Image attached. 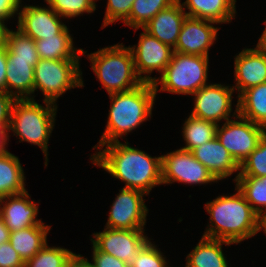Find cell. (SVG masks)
Here are the masks:
<instances>
[{
  "label": "cell",
  "instance_id": "52a82bcc",
  "mask_svg": "<svg viewBox=\"0 0 266 267\" xmlns=\"http://www.w3.org/2000/svg\"><path fill=\"white\" fill-rule=\"evenodd\" d=\"M81 59L50 60L40 59L34 67V91H40L43 101L57 104L58 99L67 91L85 87Z\"/></svg>",
  "mask_w": 266,
  "mask_h": 267
},
{
  "label": "cell",
  "instance_id": "8d00e7d4",
  "mask_svg": "<svg viewBox=\"0 0 266 267\" xmlns=\"http://www.w3.org/2000/svg\"><path fill=\"white\" fill-rule=\"evenodd\" d=\"M92 261H90L93 267H129L124 261L119 260L118 258L106 254L102 251H99L92 243Z\"/></svg>",
  "mask_w": 266,
  "mask_h": 267
},
{
  "label": "cell",
  "instance_id": "6da1fadb",
  "mask_svg": "<svg viewBox=\"0 0 266 267\" xmlns=\"http://www.w3.org/2000/svg\"><path fill=\"white\" fill-rule=\"evenodd\" d=\"M92 149L96 152L90 155V163L123 182V188L139 190L149 196L153 188L162 185L161 155L152 157L130 146L128 141L95 145Z\"/></svg>",
  "mask_w": 266,
  "mask_h": 267
},
{
  "label": "cell",
  "instance_id": "d4e9b609",
  "mask_svg": "<svg viewBox=\"0 0 266 267\" xmlns=\"http://www.w3.org/2000/svg\"><path fill=\"white\" fill-rule=\"evenodd\" d=\"M24 168L18 156L7 151L0 156V198L27 191Z\"/></svg>",
  "mask_w": 266,
  "mask_h": 267
},
{
  "label": "cell",
  "instance_id": "d590c367",
  "mask_svg": "<svg viewBox=\"0 0 266 267\" xmlns=\"http://www.w3.org/2000/svg\"><path fill=\"white\" fill-rule=\"evenodd\" d=\"M24 263L10 242L0 244V267H24Z\"/></svg>",
  "mask_w": 266,
  "mask_h": 267
},
{
  "label": "cell",
  "instance_id": "ee69618b",
  "mask_svg": "<svg viewBox=\"0 0 266 267\" xmlns=\"http://www.w3.org/2000/svg\"><path fill=\"white\" fill-rule=\"evenodd\" d=\"M263 24H265V28L261 33V36L258 37L259 40H257L256 46L266 55V20Z\"/></svg>",
  "mask_w": 266,
  "mask_h": 267
},
{
  "label": "cell",
  "instance_id": "b9f144b4",
  "mask_svg": "<svg viewBox=\"0 0 266 267\" xmlns=\"http://www.w3.org/2000/svg\"><path fill=\"white\" fill-rule=\"evenodd\" d=\"M8 127L9 124H0V156L5 154L8 151Z\"/></svg>",
  "mask_w": 266,
  "mask_h": 267
},
{
  "label": "cell",
  "instance_id": "5b68a950",
  "mask_svg": "<svg viewBox=\"0 0 266 267\" xmlns=\"http://www.w3.org/2000/svg\"><path fill=\"white\" fill-rule=\"evenodd\" d=\"M82 56L90 61L92 72L108 95L131 90L143 83L137 75L133 55L128 46L117 43Z\"/></svg>",
  "mask_w": 266,
  "mask_h": 267
},
{
  "label": "cell",
  "instance_id": "30bf717a",
  "mask_svg": "<svg viewBox=\"0 0 266 267\" xmlns=\"http://www.w3.org/2000/svg\"><path fill=\"white\" fill-rule=\"evenodd\" d=\"M266 129L237 114L217 125L216 137L240 165L257 147Z\"/></svg>",
  "mask_w": 266,
  "mask_h": 267
},
{
  "label": "cell",
  "instance_id": "3957f363",
  "mask_svg": "<svg viewBox=\"0 0 266 267\" xmlns=\"http://www.w3.org/2000/svg\"><path fill=\"white\" fill-rule=\"evenodd\" d=\"M110 107L104 132L96 145L128 140L127 135L136 131L145 121L151 120L156 92L153 83L143 82L141 85L115 94L108 95ZM119 138H121L119 140Z\"/></svg>",
  "mask_w": 266,
  "mask_h": 267
},
{
  "label": "cell",
  "instance_id": "7bdbcfd3",
  "mask_svg": "<svg viewBox=\"0 0 266 267\" xmlns=\"http://www.w3.org/2000/svg\"><path fill=\"white\" fill-rule=\"evenodd\" d=\"M11 231L5 226L4 221L0 218V244L9 242Z\"/></svg>",
  "mask_w": 266,
  "mask_h": 267
},
{
  "label": "cell",
  "instance_id": "277c9868",
  "mask_svg": "<svg viewBox=\"0 0 266 267\" xmlns=\"http://www.w3.org/2000/svg\"><path fill=\"white\" fill-rule=\"evenodd\" d=\"M57 111L58 104L49 101L39 104L36 99H16L11 111L9 139L13 133L19 143L27 142L38 146L44 155L45 168L49 162L48 145L56 125Z\"/></svg>",
  "mask_w": 266,
  "mask_h": 267
},
{
  "label": "cell",
  "instance_id": "74e56055",
  "mask_svg": "<svg viewBox=\"0 0 266 267\" xmlns=\"http://www.w3.org/2000/svg\"><path fill=\"white\" fill-rule=\"evenodd\" d=\"M21 4L22 0H0V22L7 26V22L12 18L18 19Z\"/></svg>",
  "mask_w": 266,
  "mask_h": 267
},
{
  "label": "cell",
  "instance_id": "d6986e66",
  "mask_svg": "<svg viewBox=\"0 0 266 267\" xmlns=\"http://www.w3.org/2000/svg\"><path fill=\"white\" fill-rule=\"evenodd\" d=\"M186 17L187 14L177 0L168 8L160 11L142 28L162 43L174 49Z\"/></svg>",
  "mask_w": 266,
  "mask_h": 267
},
{
  "label": "cell",
  "instance_id": "836d02e7",
  "mask_svg": "<svg viewBox=\"0 0 266 267\" xmlns=\"http://www.w3.org/2000/svg\"><path fill=\"white\" fill-rule=\"evenodd\" d=\"M158 247L154 241L150 240L141 249L135 260L129 264V267H164L169 259Z\"/></svg>",
  "mask_w": 266,
  "mask_h": 267
},
{
  "label": "cell",
  "instance_id": "4fadbf2b",
  "mask_svg": "<svg viewBox=\"0 0 266 267\" xmlns=\"http://www.w3.org/2000/svg\"><path fill=\"white\" fill-rule=\"evenodd\" d=\"M140 33L137 44L128 46L133 55L137 75L143 82L153 83L157 72L160 75L171 61L173 48L162 43L157 38L146 32Z\"/></svg>",
  "mask_w": 266,
  "mask_h": 267
},
{
  "label": "cell",
  "instance_id": "5bb4252c",
  "mask_svg": "<svg viewBox=\"0 0 266 267\" xmlns=\"http://www.w3.org/2000/svg\"><path fill=\"white\" fill-rule=\"evenodd\" d=\"M25 3L23 1L21 4L16 26L34 41L60 34L67 27L63 22L64 19L55 13L46 2L47 6L45 7Z\"/></svg>",
  "mask_w": 266,
  "mask_h": 267
},
{
  "label": "cell",
  "instance_id": "83f0119b",
  "mask_svg": "<svg viewBox=\"0 0 266 267\" xmlns=\"http://www.w3.org/2000/svg\"><path fill=\"white\" fill-rule=\"evenodd\" d=\"M177 0H134L129 17L123 22L130 29L137 30L147 24L160 11L168 8Z\"/></svg>",
  "mask_w": 266,
  "mask_h": 267
},
{
  "label": "cell",
  "instance_id": "9a60e30c",
  "mask_svg": "<svg viewBox=\"0 0 266 267\" xmlns=\"http://www.w3.org/2000/svg\"><path fill=\"white\" fill-rule=\"evenodd\" d=\"M217 25L213 21L186 17L173 51L209 57V50L217 41L221 28Z\"/></svg>",
  "mask_w": 266,
  "mask_h": 267
},
{
  "label": "cell",
  "instance_id": "603a6c76",
  "mask_svg": "<svg viewBox=\"0 0 266 267\" xmlns=\"http://www.w3.org/2000/svg\"><path fill=\"white\" fill-rule=\"evenodd\" d=\"M70 32L69 27H66L60 34L35 40L39 58L50 60L80 59L83 48L74 46L75 41Z\"/></svg>",
  "mask_w": 266,
  "mask_h": 267
},
{
  "label": "cell",
  "instance_id": "d6a6232c",
  "mask_svg": "<svg viewBox=\"0 0 266 267\" xmlns=\"http://www.w3.org/2000/svg\"><path fill=\"white\" fill-rule=\"evenodd\" d=\"M239 176H266V132L256 149L240 164Z\"/></svg>",
  "mask_w": 266,
  "mask_h": 267
},
{
  "label": "cell",
  "instance_id": "7a4b0ae2",
  "mask_svg": "<svg viewBox=\"0 0 266 267\" xmlns=\"http://www.w3.org/2000/svg\"><path fill=\"white\" fill-rule=\"evenodd\" d=\"M234 193L216 196L204 205L209 215L203 237L241 244L258 233L259 215L246 201L244 195L234 187Z\"/></svg>",
  "mask_w": 266,
  "mask_h": 267
},
{
  "label": "cell",
  "instance_id": "f35d334b",
  "mask_svg": "<svg viewBox=\"0 0 266 267\" xmlns=\"http://www.w3.org/2000/svg\"><path fill=\"white\" fill-rule=\"evenodd\" d=\"M16 99L6 91H0V124H10L11 111Z\"/></svg>",
  "mask_w": 266,
  "mask_h": 267
},
{
  "label": "cell",
  "instance_id": "2e32d148",
  "mask_svg": "<svg viewBox=\"0 0 266 267\" xmlns=\"http://www.w3.org/2000/svg\"><path fill=\"white\" fill-rule=\"evenodd\" d=\"M233 64L236 98L246 89L266 82V55L257 46L242 48Z\"/></svg>",
  "mask_w": 266,
  "mask_h": 267
},
{
  "label": "cell",
  "instance_id": "7dc6e473",
  "mask_svg": "<svg viewBox=\"0 0 266 267\" xmlns=\"http://www.w3.org/2000/svg\"><path fill=\"white\" fill-rule=\"evenodd\" d=\"M170 264H171V263H169V261H168L167 264H166L164 267H176V266H173V265L171 266ZM178 267H179V266H178ZM180 267H183V265L180 266ZM184 267H187V265L185 264Z\"/></svg>",
  "mask_w": 266,
  "mask_h": 267
},
{
  "label": "cell",
  "instance_id": "bcb514c9",
  "mask_svg": "<svg viewBox=\"0 0 266 267\" xmlns=\"http://www.w3.org/2000/svg\"><path fill=\"white\" fill-rule=\"evenodd\" d=\"M7 28L8 26L0 22V45L4 44L5 42V35Z\"/></svg>",
  "mask_w": 266,
  "mask_h": 267
},
{
  "label": "cell",
  "instance_id": "7402d4cb",
  "mask_svg": "<svg viewBox=\"0 0 266 267\" xmlns=\"http://www.w3.org/2000/svg\"><path fill=\"white\" fill-rule=\"evenodd\" d=\"M232 245L233 243L228 241L202 236L191 252L186 255L185 264L187 267H231L223 247Z\"/></svg>",
  "mask_w": 266,
  "mask_h": 267
},
{
  "label": "cell",
  "instance_id": "484cf974",
  "mask_svg": "<svg viewBox=\"0 0 266 267\" xmlns=\"http://www.w3.org/2000/svg\"><path fill=\"white\" fill-rule=\"evenodd\" d=\"M235 100L239 115L266 129V82L246 89Z\"/></svg>",
  "mask_w": 266,
  "mask_h": 267
},
{
  "label": "cell",
  "instance_id": "ab89813d",
  "mask_svg": "<svg viewBox=\"0 0 266 267\" xmlns=\"http://www.w3.org/2000/svg\"><path fill=\"white\" fill-rule=\"evenodd\" d=\"M7 49L5 44L0 45V91H6Z\"/></svg>",
  "mask_w": 266,
  "mask_h": 267
},
{
  "label": "cell",
  "instance_id": "1f68e13d",
  "mask_svg": "<svg viewBox=\"0 0 266 267\" xmlns=\"http://www.w3.org/2000/svg\"><path fill=\"white\" fill-rule=\"evenodd\" d=\"M46 3L63 19H75L97 10V5L92 0H47Z\"/></svg>",
  "mask_w": 266,
  "mask_h": 267
},
{
  "label": "cell",
  "instance_id": "8992f818",
  "mask_svg": "<svg viewBox=\"0 0 266 267\" xmlns=\"http://www.w3.org/2000/svg\"><path fill=\"white\" fill-rule=\"evenodd\" d=\"M209 57L173 52L164 72L153 82L156 95L167 92L190 96L209 84Z\"/></svg>",
  "mask_w": 266,
  "mask_h": 267
},
{
  "label": "cell",
  "instance_id": "f546056e",
  "mask_svg": "<svg viewBox=\"0 0 266 267\" xmlns=\"http://www.w3.org/2000/svg\"><path fill=\"white\" fill-rule=\"evenodd\" d=\"M7 57L23 60H40L36 51L35 41L21 30L7 28L4 42Z\"/></svg>",
  "mask_w": 266,
  "mask_h": 267
},
{
  "label": "cell",
  "instance_id": "f1b7e54d",
  "mask_svg": "<svg viewBox=\"0 0 266 267\" xmlns=\"http://www.w3.org/2000/svg\"><path fill=\"white\" fill-rule=\"evenodd\" d=\"M234 183L258 215L266 210V176H238Z\"/></svg>",
  "mask_w": 266,
  "mask_h": 267
},
{
  "label": "cell",
  "instance_id": "44dd1931",
  "mask_svg": "<svg viewBox=\"0 0 266 267\" xmlns=\"http://www.w3.org/2000/svg\"><path fill=\"white\" fill-rule=\"evenodd\" d=\"M187 17L229 24L235 19L237 0H178ZM188 10V11H187Z\"/></svg>",
  "mask_w": 266,
  "mask_h": 267
},
{
  "label": "cell",
  "instance_id": "e0dca14e",
  "mask_svg": "<svg viewBox=\"0 0 266 267\" xmlns=\"http://www.w3.org/2000/svg\"><path fill=\"white\" fill-rule=\"evenodd\" d=\"M39 204L31 200L28 190L0 198V218L11 231L25 229L37 224H45L38 218Z\"/></svg>",
  "mask_w": 266,
  "mask_h": 267
},
{
  "label": "cell",
  "instance_id": "60d3db41",
  "mask_svg": "<svg viewBox=\"0 0 266 267\" xmlns=\"http://www.w3.org/2000/svg\"><path fill=\"white\" fill-rule=\"evenodd\" d=\"M81 254L76 252L69 259L66 267H93L89 259Z\"/></svg>",
  "mask_w": 266,
  "mask_h": 267
},
{
  "label": "cell",
  "instance_id": "e575fe53",
  "mask_svg": "<svg viewBox=\"0 0 266 267\" xmlns=\"http://www.w3.org/2000/svg\"><path fill=\"white\" fill-rule=\"evenodd\" d=\"M134 0H106L105 14L101 28L120 21L124 22L130 15Z\"/></svg>",
  "mask_w": 266,
  "mask_h": 267
},
{
  "label": "cell",
  "instance_id": "ac0fdd59",
  "mask_svg": "<svg viewBox=\"0 0 266 267\" xmlns=\"http://www.w3.org/2000/svg\"><path fill=\"white\" fill-rule=\"evenodd\" d=\"M192 153L218 181L229 179L228 177L236 174L234 175V179H232L235 182L239 176L240 165L219 142L217 137L196 147Z\"/></svg>",
  "mask_w": 266,
  "mask_h": 267
},
{
  "label": "cell",
  "instance_id": "ffe728a7",
  "mask_svg": "<svg viewBox=\"0 0 266 267\" xmlns=\"http://www.w3.org/2000/svg\"><path fill=\"white\" fill-rule=\"evenodd\" d=\"M38 61L7 57L6 92L15 99H33L34 67Z\"/></svg>",
  "mask_w": 266,
  "mask_h": 267
},
{
  "label": "cell",
  "instance_id": "9c48e42d",
  "mask_svg": "<svg viewBox=\"0 0 266 267\" xmlns=\"http://www.w3.org/2000/svg\"><path fill=\"white\" fill-rule=\"evenodd\" d=\"M209 82L191 95L194 107L190 111V115L218 125L238 114V103L232 102L235 90L231 84L211 83L210 80Z\"/></svg>",
  "mask_w": 266,
  "mask_h": 267
},
{
  "label": "cell",
  "instance_id": "7c38bea8",
  "mask_svg": "<svg viewBox=\"0 0 266 267\" xmlns=\"http://www.w3.org/2000/svg\"><path fill=\"white\" fill-rule=\"evenodd\" d=\"M145 229L123 230L104 226L99 232L92 233L91 243L106 254L130 264L135 260L141 249L150 241Z\"/></svg>",
  "mask_w": 266,
  "mask_h": 267
},
{
  "label": "cell",
  "instance_id": "4316f807",
  "mask_svg": "<svg viewBox=\"0 0 266 267\" xmlns=\"http://www.w3.org/2000/svg\"><path fill=\"white\" fill-rule=\"evenodd\" d=\"M182 126L181 135L185 145L180 148L187 151L192 152L196 147L216 137V123L195 118L190 114L186 117Z\"/></svg>",
  "mask_w": 266,
  "mask_h": 267
},
{
  "label": "cell",
  "instance_id": "4dcf8cb0",
  "mask_svg": "<svg viewBox=\"0 0 266 267\" xmlns=\"http://www.w3.org/2000/svg\"><path fill=\"white\" fill-rule=\"evenodd\" d=\"M75 252L60 246L46 245L32 258L24 263V267H66Z\"/></svg>",
  "mask_w": 266,
  "mask_h": 267
},
{
  "label": "cell",
  "instance_id": "ba28073f",
  "mask_svg": "<svg viewBox=\"0 0 266 267\" xmlns=\"http://www.w3.org/2000/svg\"><path fill=\"white\" fill-rule=\"evenodd\" d=\"M161 179L162 185L201 186L219 182L191 151L181 148L161 154Z\"/></svg>",
  "mask_w": 266,
  "mask_h": 267
},
{
  "label": "cell",
  "instance_id": "8fae6325",
  "mask_svg": "<svg viewBox=\"0 0 266 267\" xmlns=\"http://www.w3.org/2000/svg\"><path fill=\"white\" fill-rule=\"evenodd\" d=\"M146 196L139 190L121 188L110 206L104 226L123 230L145 229L149 215Z\"/></svg>",
  "mask_w": 266,
  "mask_h": 267
},
{
  "label": "cell",
  "instance_id": "cb8c5ba5",
  "mask_svg": "<svg viewBox=\"0 0 266 267\" xmlns=\"http://www.w3.org/2000/svg\"><path fill=\"white\" fill-rule=\"evenodd\" d=\"M51 225L37 224L10 233L9 242L25 262L32 258L48 242Z\"/></svg>",
  "mask_w": 266,
  "mask_h": 267
},
{
  "label": "cell",
  "instance_id": "f6af8a7d",
  "mask_svg": "<svg viewBox=\"0 0 266 267\" xmlns=\"http://www.w3.org/2000/svg\"><path fill=\"white\" fill-rule=\"evenodd\" d=\"M262 231L266 235V210H264L258 218V233Z\"/></svg>",
  "mask_w": 266,
  "mask_h": 267
}]
</instances>
